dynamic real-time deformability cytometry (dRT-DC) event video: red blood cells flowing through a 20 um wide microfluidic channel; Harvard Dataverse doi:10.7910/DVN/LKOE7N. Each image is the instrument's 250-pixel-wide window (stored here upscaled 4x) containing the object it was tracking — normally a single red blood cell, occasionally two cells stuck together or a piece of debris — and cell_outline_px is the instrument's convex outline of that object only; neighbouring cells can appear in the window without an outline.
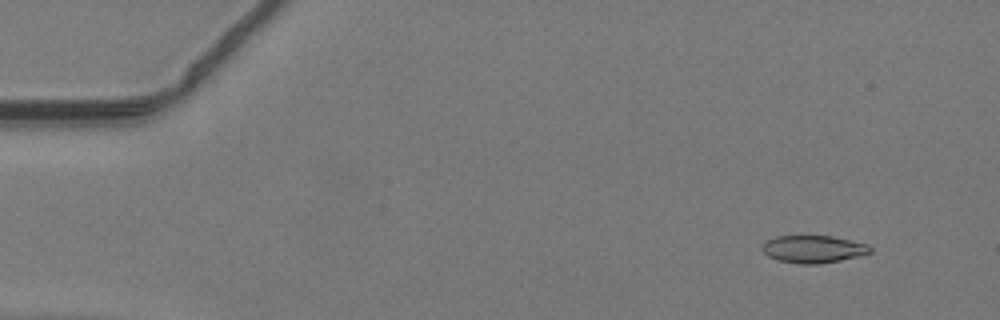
{"species": "common noctule bat (a hibernating species)", "species_latin": "Nyctalus noctula", "temperature_condition": "warm", "stored_images_in_passage": 15, "camera_frame_rate_fps": 3000, "um_per_image_px": 0.085, "animal": {"sex": "male", "body_mass_g": 19.2, "forearm_length_mm": 51.8}, "frame": {"image": 1, "passage_image": 5, "time_ms": 1.333, "image_size_px": [1000, 320], "cell_outline_px": [[872, 252], [864, 256], [820, 264], [800, 264], [776, 260], [768, 256], [760, 248], [764, 240], [776, 236], [832, 236], [868, 244], [872, 248]], "centroid_in_image_um": [69.14, 21.18], "position_along_channel_um": 15.9, "area_um2": 17.69}}
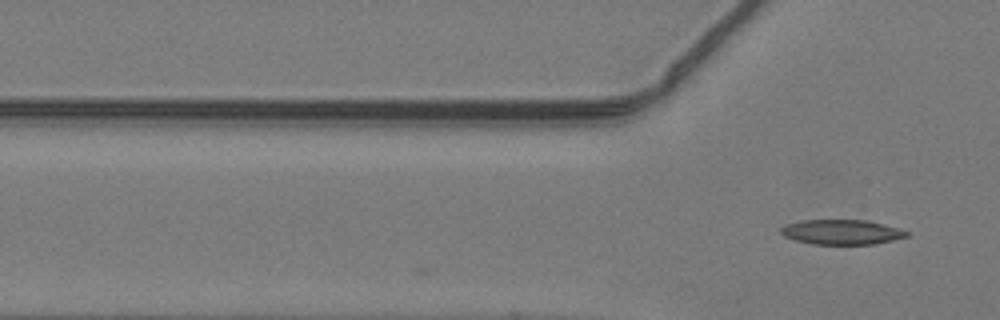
{"frame": {"image": 2, "passage_image": 15, "time_ms": 4.667, "image_size_px": [1000, 320], "cell_outline_px": [[908, 236], [892, 240], [872, 244], [812, 244], [796, 240], [784, 236], [780, 232], [780, 228], [788, 224], [804, 220], [868, 220], [884, 224], [908, 232]], "centroid_in_image_um": [71.53, 19.72], "position_along_channel_um": 54.3, "area_um2": 17.98}}